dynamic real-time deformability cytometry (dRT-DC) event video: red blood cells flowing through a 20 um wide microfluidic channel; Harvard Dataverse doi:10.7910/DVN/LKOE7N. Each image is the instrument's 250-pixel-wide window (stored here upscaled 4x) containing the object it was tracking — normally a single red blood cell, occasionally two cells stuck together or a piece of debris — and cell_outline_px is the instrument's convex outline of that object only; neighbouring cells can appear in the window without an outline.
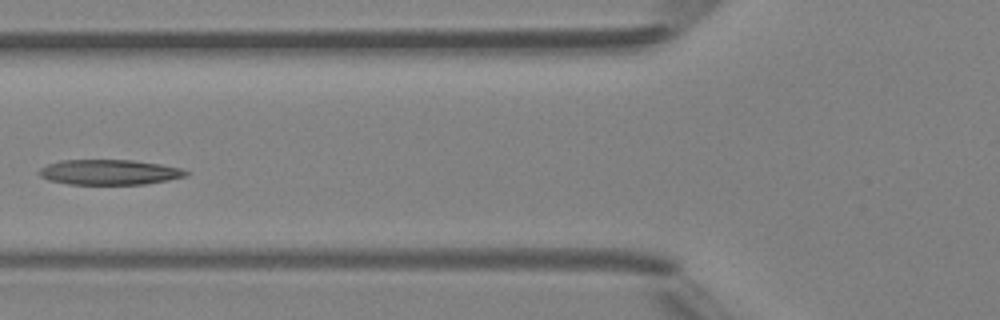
{"species": "Egyptian fruit bat (a non-hibernating species)", "species_latin": "Rousettus aegyptiacus", "temperature_condition": "room temperature", "stored_images_in_passage": 6, "camera_frame_rate_fps": 3000, "um_per_image_px": 0.085, "animal": {"sex": "female"}, "frame": {"image": 1, "passage_image": 6, "time_ms": 5.667, "image_size_px": [1000, 320], "cell_outline_px": [[192, 172], [184, 176], [168, 180], [144, 184], [68, 184], [48, 180], [40, 176], [36, 172], [40, 168], [48, 164], [60, 160], [132, 160], [160, 164], [180, 168]], "centroid_in_image_um": [9.26, 14.63], "position_along_channel_um": 116.5, "area_um2": 21.56}}